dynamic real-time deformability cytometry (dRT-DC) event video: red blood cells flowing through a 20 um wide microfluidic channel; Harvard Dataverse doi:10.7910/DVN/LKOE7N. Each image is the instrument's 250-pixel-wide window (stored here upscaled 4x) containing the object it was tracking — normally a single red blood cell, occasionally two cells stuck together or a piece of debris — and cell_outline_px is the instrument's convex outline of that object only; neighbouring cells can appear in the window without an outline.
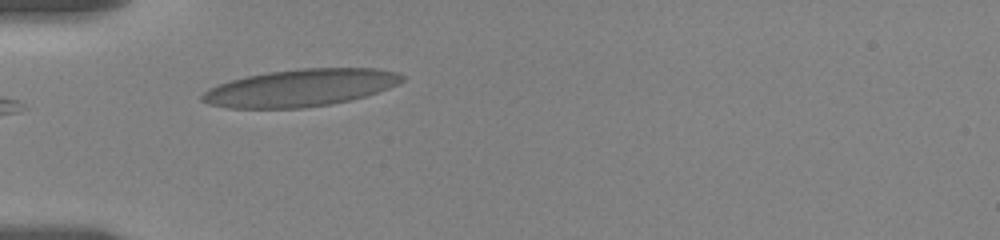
{"species": "human", "species_latin": "Homo sapiens", "temperature_condition": "room temperature", "stored_images_in_passage": 5, "camera_frame_rate_fps": 3000, "um_per_image_px": 0.085, "donor": {"sex": "female"}, "frame": {"image": 1, "passage_image": 1, "time_ms": 0.0, "image_size_px": [1000, 240], "cell_outline_px": [[404, 80], [388, 88], [352, 100], [332, 104], [300, 108], [228, 108], [208, 104], [200, 100], [200, 96], [208, 88], [232, 80], [248, 76], [268, 72], [304, 68], [376, 68], [396, 72], [404, 76]], "centroid_in_image_um": [25.52, 7.47], "position_along_channel_um": 59.5, "area_um2": 43.23}}
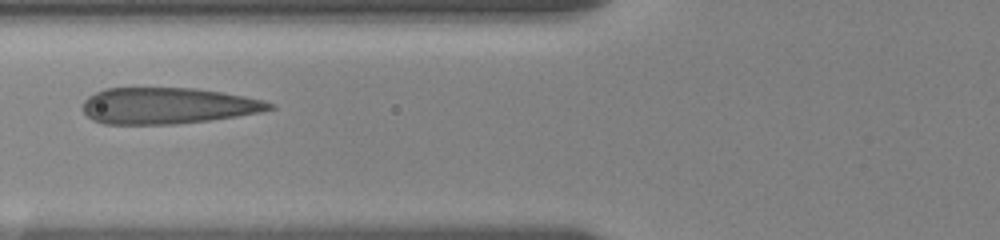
{"frame": {"image": 2, "passage_image": 3, "time_ms": 0.667, "image_size_px": [1000, 240], "cell_outline_px": [[276, 108], [260, 112], [236, 116], [208, 120], [176, 124], [104, 124], [92, 120], [84, 112], [84, 100], [88, 96], [104, 88], [196, 88], [244, 96], [264, 100], [276, 104]], "centroid_in_image_um": [14.26, 8.99], "position_along_channel_um": 111.5, "area_um2": 39.48}}
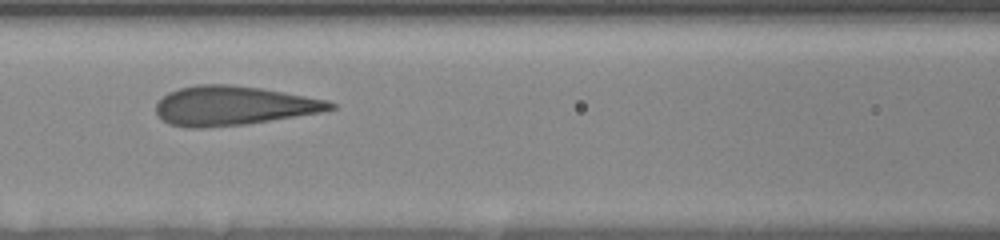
{"frame": {"image": 3, "passage_image": 4, "time_ms": 1.0, "image_size_px": [1000, 240], "cell_outline_px": [[336, 108], [320, 112], [244, 124], [204, 128], [188, 128], [168, 124], [156, 112], [156, 104], [168, 92], [180, 88], [196, 84], [232, 84], [260, 88], [328, 100], [336, 104]], "centroid_in_image_um": [19.81, 8.98], "position_along_channel_um": 146.8, "area_um2": 39.59}}